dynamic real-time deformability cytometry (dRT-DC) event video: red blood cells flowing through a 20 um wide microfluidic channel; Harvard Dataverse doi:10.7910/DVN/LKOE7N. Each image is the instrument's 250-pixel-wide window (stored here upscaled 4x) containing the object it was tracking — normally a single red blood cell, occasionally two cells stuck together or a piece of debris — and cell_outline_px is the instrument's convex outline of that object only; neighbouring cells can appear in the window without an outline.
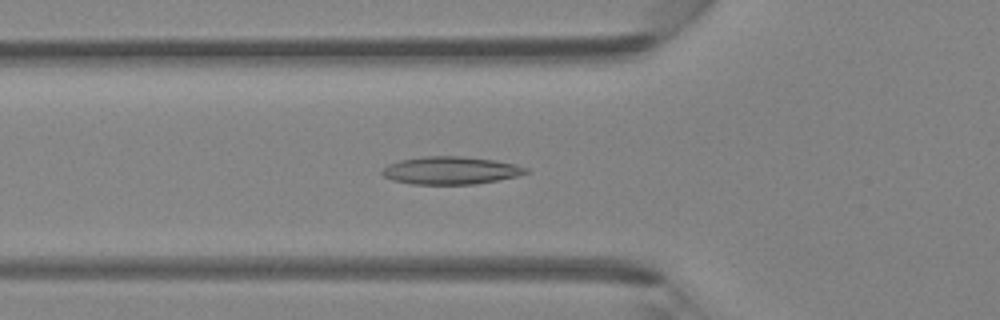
{"species": "Egyptian fruit bat (a non-hibernating species)", "species_latin": "Rousettus aegyptiacus", "temperature_condition": "room temperature", "stored_images_in_passage": 43, "camera_frame_rate_fps": 3000, "um_per_image_px": 0.085, "animal": {"sex": "female"}, "frame": {"image": 1, "passage_image": 14, "time_ms": 4.333, "image_size_px": [1000, 320], "cell_outline_px": [[532, 172], [516, 176], [476, 184], [412, 184], [392, 180], [384, 176], [380, 172], [388, 164], [400, 160], [424, 156], [460, 156], [492, 160], [516, 164], [528, 168]], "centroid_in_image_um": [38.31, 14.49], "position_along_channel_um": 87.5, "area_um2": 23.18}}
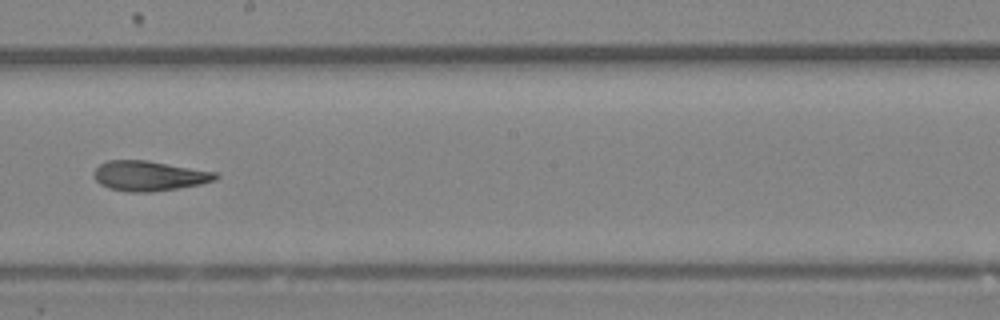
{"frame": {"image": 2, "passage_image": 24, "time_ms": 7.667, "image_size_px": [1000, 320], "cell_outline_px": [[220, 176], [216, 180], [200, 184], [152, 192], [128, 192], [108, 188], [100, 184], [92, 176], [92, 172], [100, 164], [108, 160], [148, 160], [216, 172]], "centroid_in_image_um": [12.65, 14.94], "position_along_channel_um": 235.6, "area_um2": 21.39}}
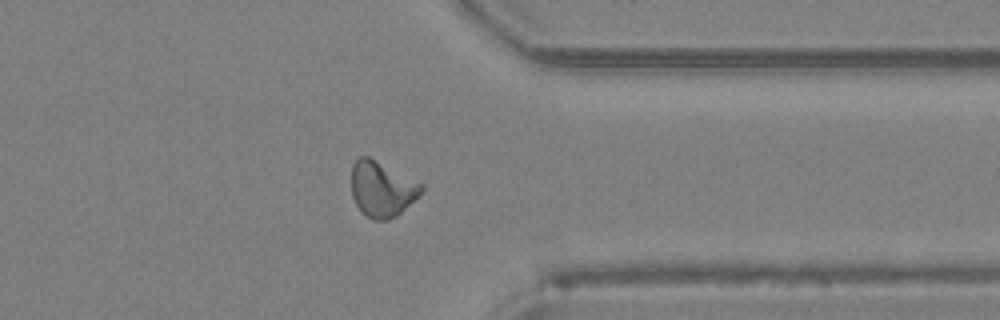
{"frame": {"image": 3, "passage_image": 34, "time_ms": 11.0, "image_size_px": [1000, 320], "cell_outline_px": [[424, 188], [396, 216], [388, 220], [372, 220], [356, 204], [352, 196], [352, 164], [360, 156], [368, 156], [424, 184]], "centroid_in_image_um": [32.44, 16.05], "position_along_channel_um": 379.0, "area_um2": 22.14}}